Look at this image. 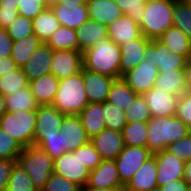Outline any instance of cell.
Segmentation results:
<instances>
[{"mask_svg": "<svg viewBox=\"0 0 191 191\" xmlns=\"http://www.w3.org/2000/svg\"><path fill=\"white\" fill-rule=\"evenodd\" d=\"M120 46L109 37L82 53L83 68L101 75L120 78Z\"/></svg>", "mask_w": 191, "mask_h": 191, "instance_id": "cell-1", "label": "cell"}, {"mask_svg": "<svg viewBox=\"0 0 191 191\" xmlns=\"http://www.w3.org/2000/svg\"><path fill=\"white\" fill-rule=\"evenodd\" d=\"M191 130L178 117H151L148 121L147 148L152 152L165 150L171 143L186 137Z\"/></svg>", "mask_w": 191, "mask_h": 191, "instance_id": "cell-2", "label": "cell"}, {"mask_svg": "<svg viewBox=\"0 0 191 191\" xmlns=\"http://www.w3.org/2000/svg\"><path fill=\"white\" fill-rule=\"evenodd\" d=\"M81 72L68 78L59 80L58 90L52 105L64 115H79L88 105Z\"/></svg>", "mask_w": 191, "mask_h": 191, "instance_id": "cell-3", "label": "cell"}, {"mask_svg": "<svg viewBox=\"0 0 191 191\" xmlns=\"http://www.w3.org/2000/svg\"><path fill=\"white\" fill-rule=\"evenodd\" d=\"M179 0H162L146 3L140 23L141 33L149 39H158L173 26L175 4Z\"/></svg>", "mask_w": 191, "mask_h": 191, "instance_id": "cell-4", "label": "cell"}, {"mask_svg": "<svg viewBox=\"0 0 191 191\" xmlns=\"http://www.w3.org/2000/svg\"><path fill=\"white\" fill-rule=\"evenodd\" d=\"M16 163L30 175L34 187L42 191L53 171V159L37 146L24 147Z\"/></svg>", "mask_w": 191, "mask_h": 191, "instance_id": "cell-5", "label": "cell"}, {"mask_svg": "<svg viewBox=\"0 0 191 191\" xmlns=\"http://www.w3.org/2000/svg\"><path fill=\"white\" fill-rule=\"evenodd\" d=\"M0 127L22 148L32 146L36 127V110L6 112L0 118Z\"/></svg>", "mask_w": 191, "mask_h": 191, "instance_id": "cell-6", "label": "cell"}, {"mask_svg": "<svg viewBox=\"0 0 191 191\" xmlns=\"http://www.w3.org/2000/svg\"><path fill=\"white\" fill-rule=\"evenodd\" d=\"M152 155L153 153L147 147L124 146L115 159L121 183L125 186L142 164Z\"/></svg>", "mask_w": 191, "mask_h": 191, "instance_id": "cell-7", "label": "cell"}, {"mask_svg": "<svg viewBox=\"0 0 191 191\" xmlns=\"http://www.w3.org/2000/svg\"><path fill=\"white\" fill-rule=\"evenodd\" d=\"M53 171L81 188L86 186L90 174V170L79 160L78 149L65 152L53 160Z\"/></svg>", "mask_w": 191, "mask_h": 191, "instance_id": "cell-8", "label": "cell"}, {"mask_svg": "<svg viewBox=\"0 0 191 191\" xmlns=\"http://www.w3.org/2000/svg\"><path fill=\"white\" fill-rule=\"evenodd\" d=\"M145 60H150L158 68V71L184 70L186 58L173 53L167 46L152 39L145 51Z\"/></svg>", "mask_w": 191, "mask_h": 191, "instance_id": "cell-9", "label": "cell"}, {"mask_svg": "<svg viewBox=\"0 0 191 191\" xmlns=\"http://www.w3.org/2000/svg\"><path fill=\"white\" fill-rule=\"evenodd\" d=\"M64 116L53 105H39L36 109L33 145L36 146L43 139V136L56 135L60 131Z\"/></svg>", "mask_w": 191, "mask_h": 191, "instance_id": "cell-10", "label": "cell"}, {"mask_svg": "<svg viewBox=\"0 0 191 191\" xmlns=\"http://www.w3.org/2000/svg\"><path fill=\"white\" fill-rule=\"evenodd\" d=\"M158 74L159 71L155 64L150 60H144L121 78L138 95H143L154 87Z\"/></svg>", "mask_w": 191, "mask_h": 191, "instance_id": "cell-11", "label": "cell"}, {"mask_svg": "<svg viewBox=\"0 0 191 191\" xmlns=\"http://www.w3.org/2000/svg\"><path fill=\"white\" fill-rule=\"evenodd\" d=\"M82 67V52L53 50L51 74L59 80L78 74L81 72Z\"/></svg>", "mask_w": 191, "mask_h": 191, "instance_id": "cell-12", "label": "cell"}, {"mask_svg": "<svg viewBox=\"0 0 191 191\" xmlns=\"http://www.w3.org/2000/svg\"><path fill=\"white\" fill-rule=\"evenodd\" d=\"M157 165V185L162 186L170 181L183 179L185 162L169 151L162 150L153 153Z\"/></svg>", "mask_w": 191, "mask_h": 191, "instance_id": "cell-13", "label": "cell"}, {"mask_svg": "<svg viewBox=\"0 0 191 191\" xmlns=\"http://www.w3.org/2000/svg\"><path fill=\"white\" fill-rule=\"evenodd\" d=\"M59 132L62 134L64 153L73 152L90 141L78 115H65Z\"/></svg>", "mask_w": 191, "mask_h": 191, "instance_id": "cell-14", "label": "cell"}, {"mask_svg": "<svg viewBox=\"0 0 191 191\" xmlns=\"http://www.w3.org/2000/svg\"><path fill=\"white\" fill-rule=\"evenodd\" d=\"M86 186L124 190V185L119 179L115 160H102L94 170L90 171Z\"/></svg>", "mask_w": 191, "mask_h": 191, "instance_id": "cell-15", "label": "cell"}, {"mask_svg": "<svg viewBox=\"0 0 191 191\" xmlns=\"http://www.w3.org/2000/svg\"><path fill=\"white\" fill-rule=\"evenodd\" d=\"M143 97L152 117H171L176 114L178 96L152 87Z\"/></svg>", "mask_w": 191, "mask_h": 191, "instance_id": "cell-16", "label": "cell"}, {"mask_svg": "<svg viewBox=\"0 0 191 191\" xmlns=\"http://www.w3.org/2000/svg\"><path fill=\"white\" fill-rule=\"evenodd\" d=\"M150 42L151 39L142 34L139 38L120 45V78L145 60L144 54Z\"/></svg>", "mask_w": 191, "mask_h": 191, "instance_id": "cell-17", "label": "cell"}, {"mask_svg": "<svg viewBox=\"0 0 191 191\" xmlns=\"http://www.w3.org/2000/svg\"><path fill=\"white\" fill-rule=\"evenodd\" d=\"M90 142L103 160H115L124 148L122 133L108 128L93 136Z\"/></svg>", "mask_w": 191, "mask_h": 191, "instance_id": "cell-18", "label": "cell"}, {"mask_svg": "<svg viewBox=\"0 0 191 191\" xmlns=\"http://www.w3.org/2000/svg\"><path fill=\"white\" fill-rule=\"evenodd\" d=\"M85 92L89 103H102L108 98L113 77L101 75L83 68Z\"/></svg>", "mask_w": 191, "mask_h": 191, "instance_id": "cell-19", "label": "cell"}, {"mask_svg": "<svg viewBox=\"0 0 191 191\" xmlns=\"http://www.w3.org/2000/svg\"><path fill=\"white\" fill-rule=\"evenodd\" d=\"M53 49L46 43L40 45L22 67L29 81L51 74Z\"/></svg>", "mask_w": 191, "mask_h": 191, "instance_id": "cell-20", "label": "cell"}, {"mask_svg": "<svg viewBox=\"0 0 191 191\" xmlns=\"http://www.w3.org/2000/svg\"><path fill=\"white\" fill-rule=\"evenodd\" d=\"M108 37L118 46L139 38L140 25L128 15H121L108 25Z\"/></svg>", "mask_w": 191, "mask_h": 191, "instance_id": "cell-21", "label": "cell"}, {"mask_svg": "<svg viewBox=\"0 0 191 191\" xmlns=\"http://www.w3.org/2000/svg\"><path fill=\"white\" fill-rule=\"evenodd\" d=\"M157 172L155 156L152 155L127 182L123 191H149L152 188L158 187Z\"/></svg>", "mask_w": 191, "mask_h": 191, "instance_id": "cell-22", "label": "cell"}, {"mask_svg": "<svg viewBox=\"0 0 191 191\" xmlns=\"http://www.w3.org/2000/svg\"><path fill=\"white\" fill-rule=\"evenodd\" d=\"M49 7L54 12L60 26L76 30L89 19L87 3L77 6L51 4Z\"/></svg>", "mask_w": 191, "mask_h": 191, "instance_id": "cell-23", "label": "cell"}, {"mask_svg": "<svg viewBox=\"0 0 191 191\" xmlns=\"http://www.w3.org/2000/svg\"><path fill=\"white\" fill-rule=\"evenodd\" d=\"M76 37L78 51L83 53L101 39L108 37V26L89 18L84 24L76 29Z\"/></svg>", "mask_w": 191, "mask_h": 191, "instance_id": "cell-24", "label": "cell"}, {"mask_svg": "<svg viewBox=\"0 0 191 191\" xmlns=\"http://www.w3.org/2000/svg\"><path fill=\"white\" fill-rule=\"evenodd\" d=\"M59 79L53 74H46L29 81L31 92L38 105H52L58 90Z\"/></svg>", "mask_w": 191, "mask_h": 191, "instance_id": "cell-25", "label": "cell"}, {"mask_svg": "<svg viewBox=\"0 0 191 191\" xmlns=\"http://www.w3.org/2000/svg\"><path fill=\"white\" fill-rule=\"evenodd\" d=\"M89 18L108 25L123 15L115 0H86Z\"/></svg>", "mask_w": 191, "mask_h": 191, "instance_id": "cell-26", "label": "cell"}, {"mask_svg": "<svg viewBox=\"0 0 191 191\" xmlns=\"http://www.w3.org/2000/svg\"><path fill=\"white\" fill-rule=\"evenodd\" d=\"M78 116L90 139L106 128L102 103H88Z\"/></svg>", "mask_w": 191, "mask_h": 191, "instance_id": "cell-27", "label": "cell"}, {"mask_svg": "<svg viewBox=\"0 0 191 191\" xmlns=\"http://www.w3.org/2000/svg\"><path fill=\"white\" fill-rule=\"evenodd\" d=\"M154 87L180 97L187 92L184 70L159 71Z\"/></svg>", "mask_w": 191, "mask_h": 191, "instance_id": "cell-28", "label": "cell"}, {"mask_svg": "<svg viewBox=\"0 0 191 191\" xmlns=\"http://www.w3.org/2000/svg\"><path fill=\"white\" fill-rule=\"evenodd\" d=\"M159 42L167 46L173 53L191 57V41L177 27H169L158 39Z\"/></svg>", "mask_w": 191, "mask_h": 191, "instance_id": "cell-29", "label": "cell"}, {"mask_svg": "<svg viewBox=\"0 0 191 191\" xmlns=\"http://www.w3.org/2000/svg\"><path fill=\"white\" fill-rule=\"evenodd\" d=\"M42 44L43 42L35 33L13 41L11 59L18 68H22L32 53Z\"/></svg>", "mask_w": 191, "mask_h": 191, "instance_id": "cell-30", "label": "cell"}, {"mask_svg": "<svg viewBox=\"0 0 191 191\" xmlns=\"http://www.w3.org/2000/svg\"><path fill=\"white\" fill-rule=\"evenodd\" d=\"M138 94L122 78L114 80L106 101L126 112Z\"/></svg>", "mask_w": 191, "mask_h": 191, "instance_id": "cell-31", "label": "cell"}, {"mask_svg": "<svg viewBox=\"0 0 191 191\" xmlns=\"http://www.w3.org/2000/svg\"><path fill=\"white\" fill-rule=\"evenodd\" d=\"M32 22L33 32L43 43H46L51 35L60 27V23L50 7L39 13Z\"/></svg>", "mask_w": 191, "mask_h": 191, "instance_id": "cell-32", "label": "cell"}, {"mask_svg": "<svg viewBox=\"0 0 191 191\" xmlns=\"http://www.w3.org/2000/svg\"><path fill=\"white\" fill-rule=\"evenodd\" d=\"M6 111L7 112H17L25 110H36L38 104L31 92L30 86H26L17 92L5 96Z\"/></svg>", "mask_w": 191, "mask_h": 191, "instance_id": "cell-33", "label": "cell"}, {"mask_svg": "<svg viewBox=\"0 0 191 191\" xmlns=\"http://www.w3.org/2000/svg\"><path fill=\"white\" fill-rule=\"evenodd\" d=\"M46 44L53 50L78 51L76 30L60 26L49 38Z\"/></svg>", "mask_w": 191, "mask_h": 191, "instance_id": "cell-34", "label": "cell"}, {"mask_svg": "<svg viewBox=\"0 0 191 191\" xmlns=\"http://www.w3.org/2000/svg\"><path fill=\"white\" fill-rule=\"evenodd\" d=\"M124 146H147L148 122L127 123L121 131Z\"/></svg>", "mask_w": 191, "mask_h": 191, "instance_id": "cell-35", "label": "cell"}, {"mask_svg": "<svg viewBox=\"0 0 191 191\" xmlns=\"http://www.w3.org/2000/svg\"><path fill=\"white\" fill-rule=\"evenodd\" d=\"M26 86H29V80L22 68H16L0 77V93L3 96L13 94Z\"/></svg>", "mask_w": 191, "mask_h": 191, "instance_id": "cell-36", "label": "cell"}, {"mask_svg": "<svg viewBox=\"0 0 191 191\" xmlns=\"http://www.w3.org/2000/svg\"><path fill=\"white\" fill-rule=\"evenodd\" d=\"M102 112L108 129L121 132L127 124L125 112L108 101L102 102Z\"/></svg>", "mask_w": 191, "mask_h": 191, "instance_id": "cell-37", "label": "cell"}, {"mask_svg": "<svg viewBox=\"0 0 191 191\" xmlns=\"http://www.w3.org/2000/svg\"><path fill=\"white\" fill-rule=\"evenodd\" d=\"M6 191H38V190L34 187V184L30 179V175L16 163L12 168Z\"/></svg>", "mask_w": 191, "mask_h": 191, "instance_id": "cell-38", "label": "cell"}, {"mask_svg": "<svg viewBox=\"0 0 191 191\" xmlns=\"http://www.w3.org/2000/svg\"><path fill=\"white\" fill-rule=\"evenodd\" d=\"M173 26L179 28L191 41V8L183 0L175 4Z\"/></svg>", "mask_w": 191, "mask_h": 191, "instance_id": "cell-39", "label": "cell"}, {"mask_svg": "<svg viewBox=\"0 0 191 191\" xmlns=\"http://www.w3.org/2000/svg\"><path fill=\"white\" fill-rule=\"evenodd\" d=\"M127 123L136 121L148 122L151 119V113L143 95H138L126 112Z\"/></svg>", "mask_w": 191, "mask_h": 191, "instance_id": "cell-40", "label": "cell"}, {"mask_svg": "<svg viewBox=\"0 0 191 191\" xmlns=\"http://www.w3.org/2000/svg\"><path fill=\"white\" fill-rule=\"evenodd\" d=\"M6 30L13 41L34 33L32 20L22 15H18Z\"/></svg>", "mask_w": 191, "mask_h": 191, "instance_id": "cell-41", "label": "cell"}, {"mask_svg": "<svg viewBox=\"0 0 191 191\" xmlns=\"http://www.w3.org/2000/svg\"><path fill=\"white\" fill-rule=\"evenodd\" d=\"M36 146L47 153L53 160L64 153L62 134L60 132L52 136H43V139Z\"/></svg>", "mask_w": 191, "mask_h": 191, "instance_id": "cell-42", "label": "cell"}, {"mask_svg": "<svg viewBox=\"0 0 191 191\" xmlns=\"http://www.w3.org/2000/svg\"><path fill=\"white\" fill-rule=\"evenodd\" d=\"M115 3L123 14L128 15L140 25L146 6L145 0H115Z\"/></svg>", "mask_w": 191, "mask_h": 191, "instance_id": "cell-43", "label": "cell"}, {"mask_svg": "<svg viewBox=\"0 0 191 191\" xmlns=\"http://www.w3.org/2000/svg\"><path fill=\"white\" fill-rule=\"evenodd\" d=\"M22 149L21 145L0 127V159H17Z\"/></svg>", "mask_w": 191, "mask_h": 191, "instance_id": "cell-44", "label": "cell"}, {"mask_svg": "<svg viewBox=\"0 0 191 191\" xmlns=\"http://www.w3.org/2000/svg\"><path fill=\"white\" fill-rule=\"evenodd\" d=\"M78 157L82 165L90 171L94 170L103 160L90 141L86 145L78 148Z\"/></svg>", "mask_w": 191, "mask_h": 191, "instance_id": "cell-45", "label": "cell"}, {"mask_svg": "<svg viewBox=\"0 0 191 191\" xmlns=\"http://www.w3.org/2000/svg\"><path fill=\"white\" fill-rule=\"evenodd\" d=\"M44 0H18V13L33 20L39 13L48 8Z\"/></svg>", "mask_w": 191, "mask_h": 191, "instance_id": "cell-46", "label": "cell"}, {"mask_svg": "<svg viewBox=\"0 0 191 191\" xmlns=\"http://www.w3.org/2000/svg\"><path fill=\"white\" fill-rule=\"evenodd\" d=\"M42 191H81V187L53 172Z\"/></svg>", "mask_w": 191, "mask_h": 191, "instance_id": "cell-47", "label": "cell"}, {"mask_svg": "<svg viewBox=\"0 0 191 191\" xmlns=\"http://www.w3.org/2000/svg\"><path fill=\"white\" fill-rule=\"evenodd\" d=\"M171 154L185 161L191 159V132L184 138L171 143L166 148Z\"/></svg>", "mask_w": 191, "mask_h": 191, "instance_id": "cell-48", "label": "cell"}, {"mask_svg": "<svg viewBox=\"0 0 191 191\" xmlns=\"http://www.w3.org/2000/svg\"><path fill=\"white\" fill-rule=\"evenodd\" d=\"M176 117L181 119L191 130V92H186L178 97Z\"/></svg>", "mask_w": 191, "mask_h": 191, "instance_id": "cell-49", "label": "cell"}, {"mask_svg": "<svg viewBox=\"0 0 191 191\" xmlns=\"http://www.w3.org/2000/svg\"><path fill=\"white\" fill-rule=\"evenodd\" d=\"M16 159H0V191H6Z\"/></svg>", "mask_w": 191, "mask_h": 191, "instance_id": "cell-50", "label": "cell"}, {"mask_svg": "<svg viewBox=\"0 0 191 191\" xmlns=\"http://www.w3.org/2000/svg\"><path fill=\"white\" fill-rule=\"evenodd\" d=\"M18 6H0V27L6 29L17 18Z\"/></svg>", "mask_w": 191, "mask_h": 191, "instance_id": "cell-51", "label": "cell"}, {"mask_svg": "<svg viewBox=\"0 0 191 191\" xmlns=\"http://www.w3.org/2000/svg\"><path fill=\"white\" fill-rule=\"evenodd\" d=\"M13 40L7 30L0 27V58L11 57Z\"/></svg>", "mask_w": 191, "mask_h": 191, "instance_id": "cell-52", "label": "cell"}, {"mask_svg": "<svg viewBox=\"0 0 191 191\" xmlns=\"http://www.w3.org/2000/svg\"><path fill=\"white\" fill-rule=\"evenodd\" d=\"M189 185L184 179L170 181L160 186L162 191H185Z\"/></svg>", "mask_w": 191, "mask_h": 191, "instance_id": "cell-53", "label": "cell"}, {"mask_svg": "<svg viewBox=\"0 0 191 191\" xmlns=\"http://www.w3.org/2000/svg\"><path fill=\"white\" fill-rule=\"evenodd\" d=\"M16 68V64L11 59V57H1L0 58V77L4 74L10 73L14 71Z\"/></svg>", "mask_w": 191, "mask_h": 191, "instance_id": "cell-54", "label": "cell"}, {"mask_svg": "<svg viewBox=\"0 0 191 191\" xmlns=\"http://www.w3.org/2000/svg\"><path fill=\"white\" fill-rule=\"evenodd\" d=\"M184 74L187 91L191 92V57L186 60Z\"/></svg>", "mask_w": 191, "mask_h": 191, "instance_id": "cell-55", "label": "cell"}, {"mask_svg": "<svg viewBox=\"0 0 191 191\" xmlns=\"http://www.w3.org/2000/svg\"><path fill=\"white\" fill-rule=\"evenodd\" d=\"M183 179L187 182L189 187H191V159L185 161Z\"/></svg>", "mask_w": 191, "mask_h": 191, "instance_id": "cell-56", "label": "cell"}, {"mask_svg": "<svg viewBox=\"0 0 191 191\" xmlns=\"http://www.w3.org/2000/svg\"><path fill=\"white\" fill-rule=\"evenodd\" d=\"M85 3L86 0H58L56 4H65L66 6H77Z\"/></svg>", "mask_w": 191, "mask_h": 191, "instance_id": "cell-57", "label": "cell"}, {"mask_svg": "<svg viewBox=\"0 0 191 191\" xmlns=\"http://www.w3.org/2000/svg\"><path fill=\"white\" fill-rule=\"evenodd\" d=\"M5 96L0 93V118L6 113Z\"/></svg>", "mask_w": 191, "mask_h": 191, "instance_id": "cell-58", "label": "cell"}, {"mask_svg": "<svg viewBox=\"0 0 191 191\" xmlns=\"http://www.w3.org/2000/svg\"><path fill=\"white\" fill-rule=\"evenodd\" d=\"M81 191H123L121 189H104V188H94V187H83Z\"/></svg>", "mask_w": 191, "mask_h": 191, "instance_id": "cell-59", "label": "cell"}, {"mask_svg": "<svg viewBox=\"0 0 191 191\" xmlns=\"http://www.w3.org/2000/svg\"><path fill=\"white\" fill-rule=\"evenodd\" d=\"M0 6H18V0H1Z\"/></svg>", "mask_w": 191, "mask_h": 191, "instance_id": "cell-60", "label": "cell"}, {"mask_svg": "<svg viewBox=\"0 0 191 191\" xmlns=\"http://www.w3.org/2000/svg\"><path fill=\"white\" fill-rule=\"evenodd\" d=\"M48 6H50L51 4H56L58 2V0H44Z\"/></svg>", "mask_w": 191, "mask_h": 191, "instance_id": "cell-61", "label": "cell"}, {"mask_svg": "<svg viewBox=\"0 0 191 191\" xmlns=\"http://www.w3.org/2000/svg\"><path fill=\"white\" fill-rule=\"evenodd\" d=\"M149 191H162L160 187H155V188H152L151 190Z\"/></svg>", "mask_w": 191, "mask_h": 191, "instance_id": "cell-62", "label": "cell"}, {"mask_svg": "<svg viewBox=\"0 0 191 191\" xmlns=\"http://www.w3.org/2000/svg\"><path fill=\"white\" fill-rule=\"evenodd\" d=\"M191 8V0H183Z\"/></svg>", "mask_w": 191, "mask_h": 191, "instance_id": "cell-63", "label": "cell"}, {"mask_svg": "<svg viewBox=\"0 0 191 191\" xmlns=\"http://www.w3.org/2000/svg\"><path fill=\"white\" fill-rule=\"evenodd\" d=\"M155 1H162V0H145L146 3L155 2Z\"/></svg>", "mask_w": 191, "mask_h": 191, "instance_id": "cell-64", "label": "cell"}, {"mask_svg": "<svg viewBox=\"0 0 191 191\" xmlns=\"http://www.w3.org/2000/svg\"><path fill=\"white\" fill-rule=\"evenodd\" d=\"M185 191H191V187H188Z\"/></svg>", "mask_w": 191, "mask_h": 191, "instance_id": "cell-65", "label": "cell"}]
</instances>
